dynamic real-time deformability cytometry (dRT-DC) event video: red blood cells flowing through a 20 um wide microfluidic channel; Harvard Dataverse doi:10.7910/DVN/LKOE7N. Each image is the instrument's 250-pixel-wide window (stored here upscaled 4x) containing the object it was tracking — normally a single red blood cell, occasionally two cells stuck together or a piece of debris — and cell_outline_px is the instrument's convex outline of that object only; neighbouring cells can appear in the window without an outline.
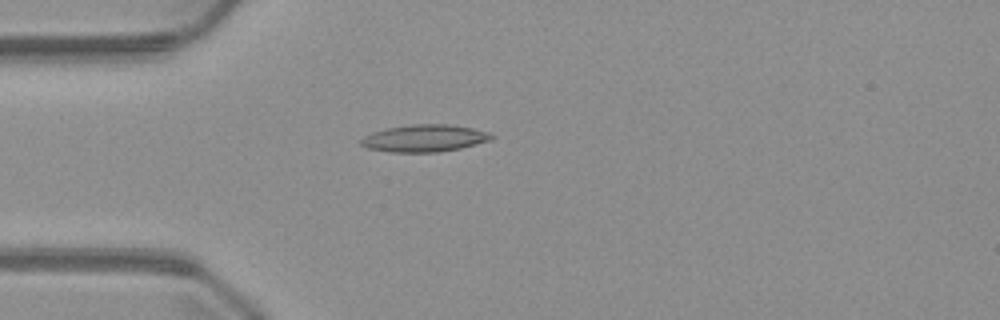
{"species": "common noctule bat (a hibernating species)", "species_latin": "Nyctalus noctula", "temperature_condition": "warm", "stored_images_in_passage": 51, "camera_frame_rate_fps": 3000, "um_per_image_px": 0.085, "animal": {"sex": "male", "body_mass_g": 23.1, "forearm_length_mm": 52.7}, "frame": {"image": 1, "passage_image": 14, "time_ms": 4.333, "image_size_px": [1000, 320], "cell_outline_px": [[496, 136], [492, 140], [460, 148], [436, 152], [388, 152], [368, 148], [360, 144], [360, 140], [364, 136], [372, 132], [388, 128], [412, 124], [452, 124], [472, 128], [488, 132]], "centroid_in_image_um": [36.1, 11.75], "position_along_channel_um": 48.9, "area_um2": 20.69}}
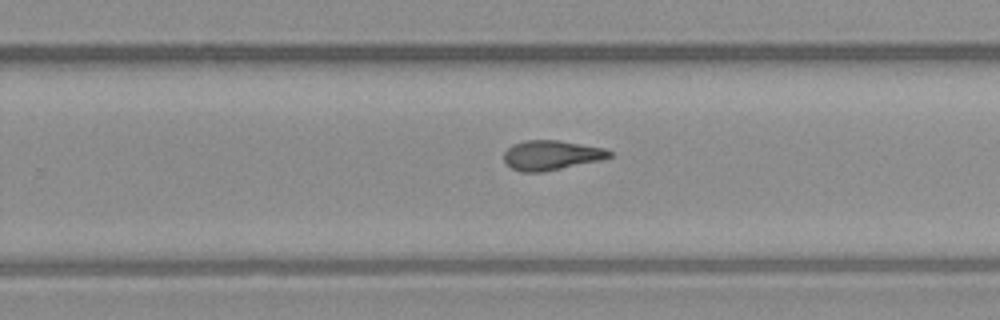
{"frame": {"image": 2, "passage_image": 32, "time_ms": 10.333, "image_size_px": [1000, 320], "cell_outline_px": [[612, 156], [600, 160], [544, 172], [520, 172], [512, 168], [504, 160], [504, 152], [512, 144], [524, 140], [556, 140], [604, 148], [612, 152]], "centroid_in_image_um": [46.84, 13.19], "position_along_channel_um": 283.0, "area_um2": 18.15}}
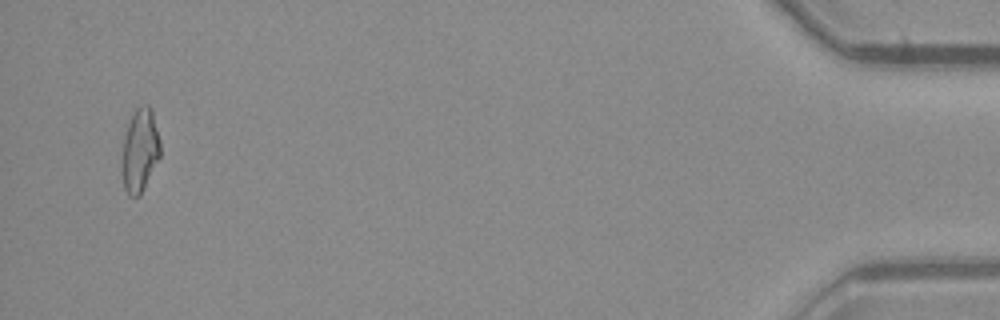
{"frame": {"image": 3, "passage_image": 49, "time_ms": 16.0, "image_size_px": [1000, 320], "cell_outline_px": [[160, 156], [140, 196], [128, 196], [124, 188], [120, 172], [120, 156], [124, 136], [128, 124], [136, 108], [140, 104], [148, 104], [152, 108], [160, 140]], "centroid_in_image_um": [11.86, 12.79], "position_along_channel_um": 423.3, "area_um2": 19.19}}